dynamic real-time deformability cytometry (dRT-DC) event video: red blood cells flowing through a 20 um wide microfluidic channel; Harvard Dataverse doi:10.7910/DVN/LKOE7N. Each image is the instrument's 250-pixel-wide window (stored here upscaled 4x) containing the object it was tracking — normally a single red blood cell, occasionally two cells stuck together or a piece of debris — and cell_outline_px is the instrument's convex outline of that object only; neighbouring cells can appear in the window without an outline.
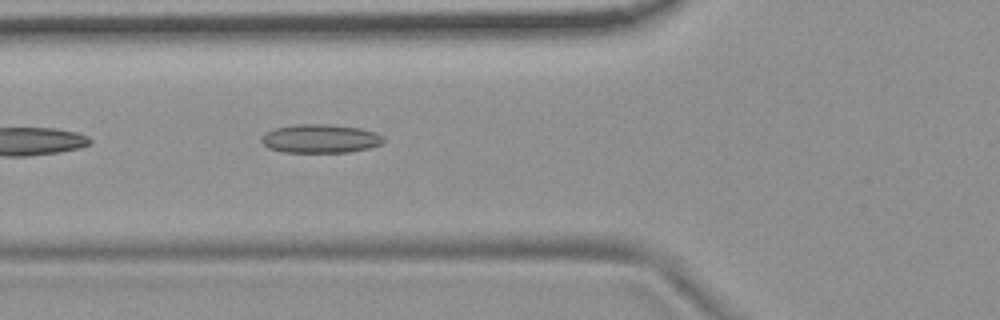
{"species": "common noctule bat (a hibernating species)", "species_latin": "Nyctalus noctula", "temperature_condition": "room temperature", "stored_images_in_passage": 6, "camera_frame_rate_fps": 3000, "um_per_image_px": 0.085, "animal": {"sex": "female", "body_mass_g": 19.9}, "frame": {"image": 1, "passage_image": 6, "time_ms": 6.0, "image_size_px": [1000, 320], "cell_outline_px": [[384, 140], [380, 144], [368, 148], [348, 152], [280, 152], [268, 148], [260, 140], [268, 132], [276, 128], [296, 124], [328, 124], [360, 128], [376, 132], [384, 136]], "centroid_in_image_um": [27.25, 11.78], "position_along_channel_um": 98.6, "area_um2": 20.29}}